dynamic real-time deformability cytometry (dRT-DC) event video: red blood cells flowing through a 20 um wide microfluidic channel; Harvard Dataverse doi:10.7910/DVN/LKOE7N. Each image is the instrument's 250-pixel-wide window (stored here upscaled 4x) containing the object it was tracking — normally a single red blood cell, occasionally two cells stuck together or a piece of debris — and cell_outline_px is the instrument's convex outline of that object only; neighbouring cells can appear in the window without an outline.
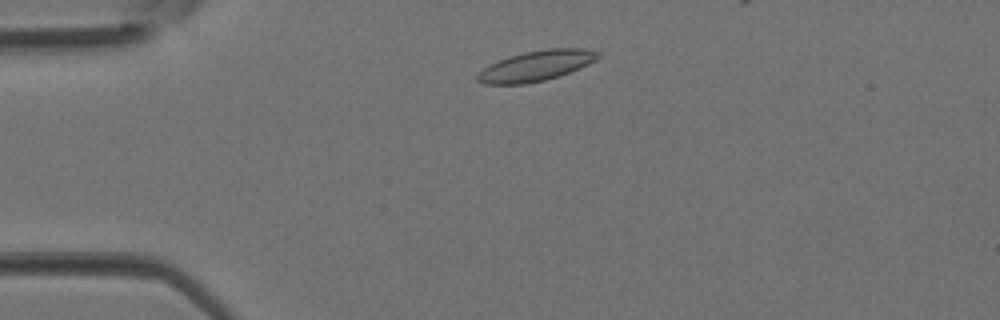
{"species": "Egyptian fruit bat (a non-hibernating species)", "species_latin": "Rousettus aegyptiacus", "temperature_condition": "room temperature", "stored_images_in_passage": 5, "camera_frame_rate_fps": 3000, "um_per_image_px": 0.085, "animal": {"sex": "female"}, "frame": {"image": 1, "passage_image": 5, "time_ms": 1.333, "image_size_px": [1000, 320], "cell_outline_px": [[600, 56], [596, 60], [580, 68], [544, 80], [524, 84], [484, 84], [476, 80], [476, 76], [488, 64], [508, 56], [524, 52], [548, 48], [588, 48], [600, 52]], "centroid_in_image_um": [45.57, 5.58], "position_along_channel_um": 39.4, "area_um2": 21.33}}